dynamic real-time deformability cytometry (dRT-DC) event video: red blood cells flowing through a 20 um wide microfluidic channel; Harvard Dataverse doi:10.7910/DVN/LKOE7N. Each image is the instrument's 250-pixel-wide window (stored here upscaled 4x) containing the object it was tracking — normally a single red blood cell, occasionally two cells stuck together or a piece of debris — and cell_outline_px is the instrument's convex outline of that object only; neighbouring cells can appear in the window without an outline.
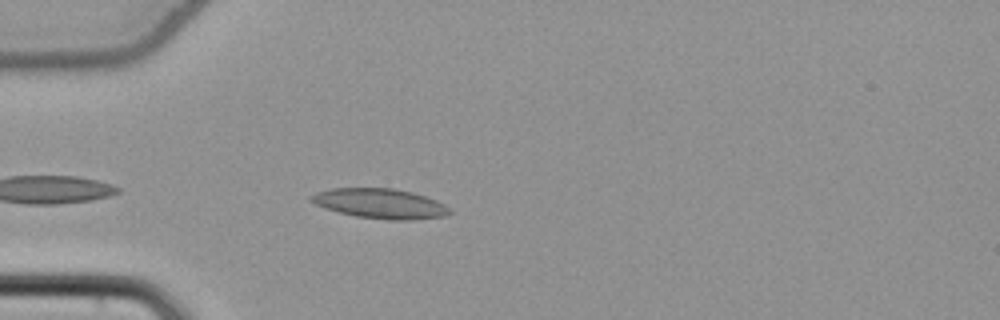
{"species": "common noctule bat (a hibernating species)", "species_latin": "Nyctalus noctula", "temperature_condition": "cold", "stored_images_in_passage": 7, "camera_frame_rate_fps": 3000, "um_per_image_px": 0.085, "animal": {"sex": "female", "body_mass_g": 22.7, "forearm_length_mm": 54.2}, "frame": {"image": 1, "passage_image": 3, "time_ms": 0.667, "image_size_px": [1000, 320], "cell_outline_px": [[452, 212], [448, 216], [412, 220], [388, 220], [356, 216], [324, 208], [308, 200], [308, 196], [316, 192], [332, 188], [392, 188], [412, 192], [436, 200], [452, 208]], "centroid_in_image_um": [32.33, 17.31], "position_along_channel_um": 52.7, "area_um2": 24.33}}